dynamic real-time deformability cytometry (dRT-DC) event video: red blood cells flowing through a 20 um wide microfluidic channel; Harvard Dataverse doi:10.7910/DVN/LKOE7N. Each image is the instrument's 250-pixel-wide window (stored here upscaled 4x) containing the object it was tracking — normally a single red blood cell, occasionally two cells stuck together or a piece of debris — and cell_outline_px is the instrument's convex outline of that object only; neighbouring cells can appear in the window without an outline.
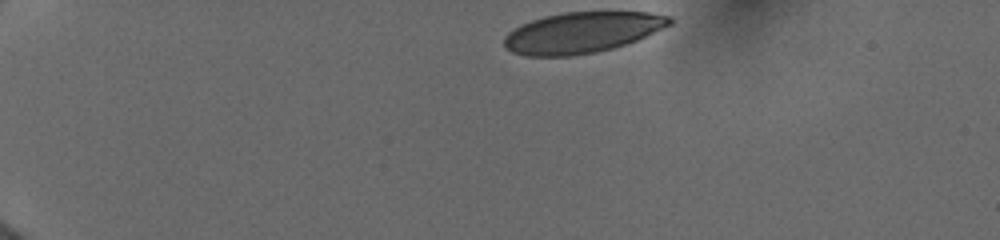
{"species": "human", "species_latin": "Homo sapiens", "temperature_condition": "cold", "stored_images_in_passage": 9, "camera_frame_rate_fps": 3000, "um_per_image_px": 0.085, "donor": {"sex": "female"}, "frame": {"image": 1, "passage_image": 1, "time_ms": 0.0, "image_size_px": [1000, 240], "cell_outline_px": [[672, 24], [636, 40], [612, 48], [596, 52], [572, 56], [528, 56], [512, 52], [504, 48], [504, 36], [508, 32], [520, 24], [544, 16], [564, 12], [648, 12], [672, 16]], "centroid_in_image_um": [49.44, 2.76], "position_along_channel_um": 35.6, "area_um2": 39.42}}
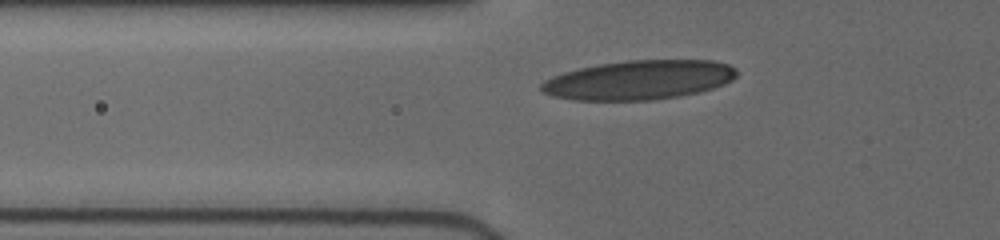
{"frame": {"image": 2, "passage_image": 7, "time_ms": 3.0, "image_size_px": [1000, 240], "cell_outline_px": [[736, 76], [732, 80], [724, 84], [700, 92], [680, 96], [652, 100], [572, 100], [552, 96], [544, 92], [540, 88], [540, 84], [544, 80], [552, 76], [564, 72], [596, 64], [624, 60], [716, 60], [728, 64], [736, 68]], "centroid_in_image_um": [54.31, 6.79], "position_along_channel_um": 71.5, "area_um2": 45.03}}
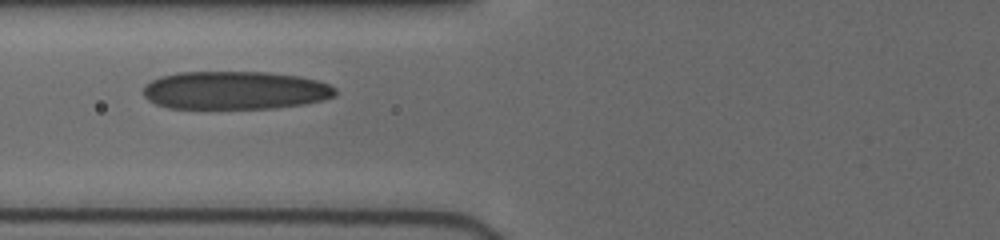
{"frame": {"image": 3, "passage_image": 8, "time_ms": 4.0, "image_size_px": [1000, 240], "cell_outline_px": [[336, 96], [304, 104], [272, 108], [168, 108], [156, 104], [148, 100], [144, 96], [144, 84], [160, 76], [176, 72], [268, 72], [300, 76], [316, 80], [328, 84], [336, 88]], "centroid_in_image_um": [19.96, 7.67], "position_along_channel_um": 105.8, "area_um2": 42.83}}